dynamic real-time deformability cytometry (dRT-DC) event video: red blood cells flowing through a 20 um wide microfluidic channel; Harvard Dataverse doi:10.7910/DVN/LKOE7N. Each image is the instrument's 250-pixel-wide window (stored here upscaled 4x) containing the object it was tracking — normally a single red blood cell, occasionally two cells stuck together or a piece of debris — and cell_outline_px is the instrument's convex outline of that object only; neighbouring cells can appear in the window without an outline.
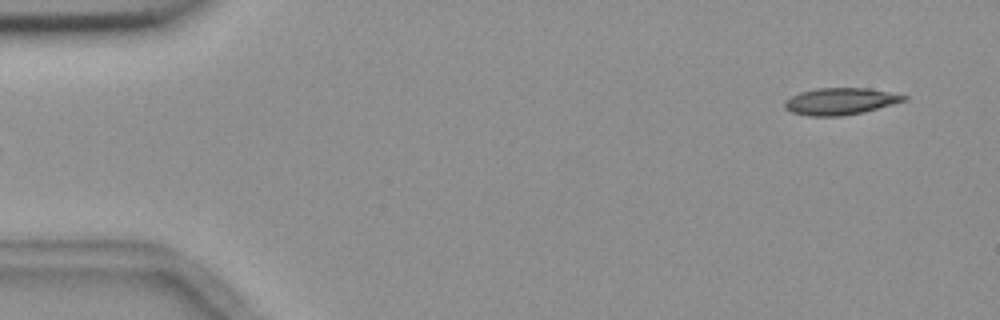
{"species": "common noctule bat (a hibernating species)", "species_latin": "Nyctalus noctula", "temperature_condition": "room temperature", "stored_images_in_passage": 5, "camera_frame_rate_fps": 3000, "um_per_image_px": 0.085, "animal": {"sex": "female", "body_mass_g": 18.4}, "frame": {"image": 1, "passage_image": 5, "time_ms": 4.667, "image_size_px": [1000, 320], "cell_outline_px": [[908, 100], [864, 112], [840, 116], [808, 116], [792, 112], [784, 108], [784, 100], [800, 92], [816, 88], [868, 88], [908, 96]], "centroid_in_image_um": [71.41, 8.61], "position_along_channel_um": 13.6, "area_um2": 18.67}}